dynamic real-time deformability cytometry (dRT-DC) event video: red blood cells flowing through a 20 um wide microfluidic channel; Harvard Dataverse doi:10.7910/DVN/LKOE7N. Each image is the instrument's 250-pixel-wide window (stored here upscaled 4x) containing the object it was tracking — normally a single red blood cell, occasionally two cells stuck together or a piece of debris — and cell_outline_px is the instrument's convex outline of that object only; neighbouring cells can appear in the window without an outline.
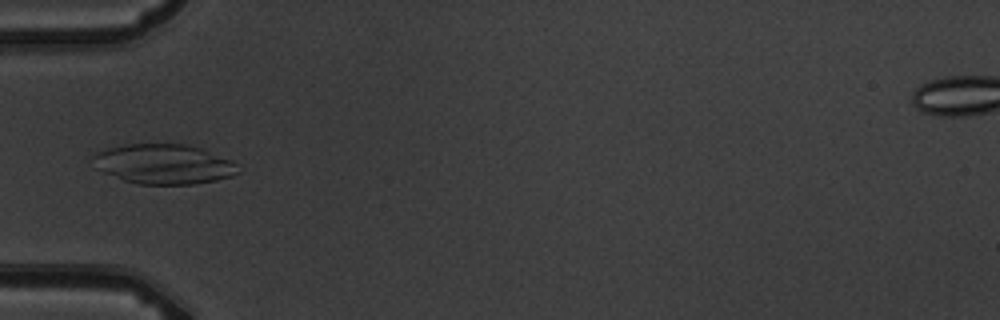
{"species": "common noctule bat (a hibernating species)", "species_latin": "Nyctalus noctula", "temperature_condition": "warm", "stored_images_in_passage": 6, "camera_frame_rate_fps": 3000, "um_per_image_px": 0.085, "animal": {"sex": "male", "body_mass_g": 19.5, "forearm_length_mm": 54.6}, "frame": {"image": 1, "passage_image": 6, "time_ms": 5.667, "image_size_px": [1000, 320], "cell_outline_px": [[240, 172], [232, 176], [216, 180], [192, 184], [136, 184], [124, 180], [92, 168], [92, 156], [96, 152], [108, 148], [124, 144], [188, 144], [200, 148], [232, 160], [240, 164]], "centroid_in_image_um": [13.9, 13.94], "position_along_channel_um": 71.1, "area_um2": 34.1}}